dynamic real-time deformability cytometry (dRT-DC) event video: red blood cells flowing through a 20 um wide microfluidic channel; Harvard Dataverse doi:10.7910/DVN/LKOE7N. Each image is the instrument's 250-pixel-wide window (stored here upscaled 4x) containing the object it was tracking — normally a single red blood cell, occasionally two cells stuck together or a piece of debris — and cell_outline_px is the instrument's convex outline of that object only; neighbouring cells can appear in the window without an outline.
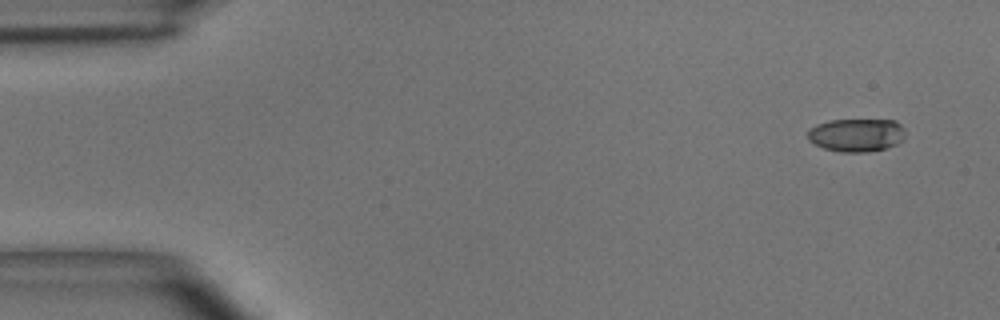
{"species": "common noctule bat (a hibernating species)", "species_latin": "Nyctalus noctula", "temperature_condition": "room temperature", "stored_images_in_passage": 5, "camera_frame_rate_fps": 3000, "um_per_image_px": 0.085, "animal": {"sex": "male", "body_mass_g": 15.6}, "frame": {"image": 1, "passage_image": 1, "time_ms": 0.0, "image_size_px": [1000, 320], "cell_outline_px": [[904, 140], [896, 144], [884, 148], [864, 152], [840, 152], [824, 148], [808, 140], [808, 128], [816, 124], [828, 120], [896, 120], [904, 128]], "centroid_in_image_um": [72.79, 11.46], "position_along_channel_um": 12.2, "area_um2": 18.9}}
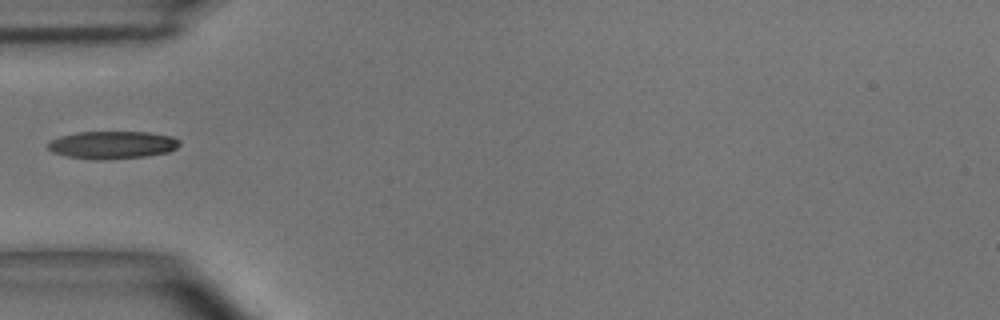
{"frame": {"image": 2, "passage_image": 4, "time_ms": 1.0, "image_size_px": [1000, 320], "cell_outline_px": [[180, 144], [176, 148], [168, 152], [144, 156], [104, 160], [92, 160], [64, 156], [52, 152], [44, 144], [48, 140], [60, 136], [76, 132], [148, 132], [172, 136], [180, 140]], "centroid_in_image_um": [9.48, 12.32], "position_along_channel_um": 75.5, "area_um2": 21.56}}
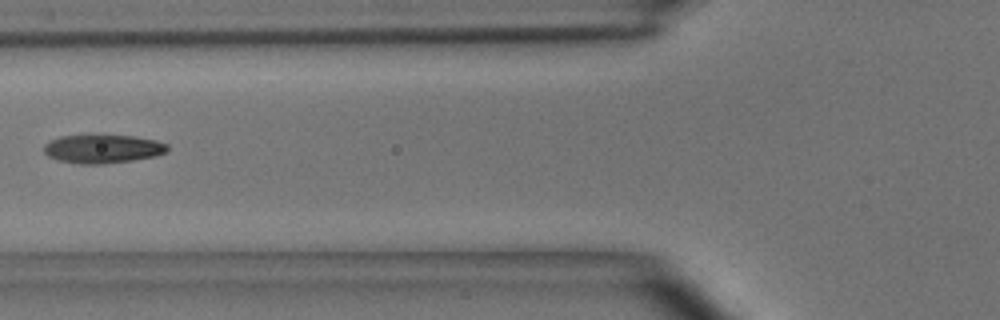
{"frame": {"image": 3, "passage_image": 5, "time_ms": 1.333, "image_size_px": [1000, 320], "cell_outline_px": [[168, 148], [164, 152], [156, 156], [132, 160], [104, 164], [80, 164], [56, 160], [48, 156], [44, 152], [44, 144], [48, 140], [60, 136], [96, 132], [136, 136], [156, 140], [168, 144]], "centroid_in_image_um": [8.68, 12.6], "position_along_channel_um": 117.1, "area_um2": 21.62}}